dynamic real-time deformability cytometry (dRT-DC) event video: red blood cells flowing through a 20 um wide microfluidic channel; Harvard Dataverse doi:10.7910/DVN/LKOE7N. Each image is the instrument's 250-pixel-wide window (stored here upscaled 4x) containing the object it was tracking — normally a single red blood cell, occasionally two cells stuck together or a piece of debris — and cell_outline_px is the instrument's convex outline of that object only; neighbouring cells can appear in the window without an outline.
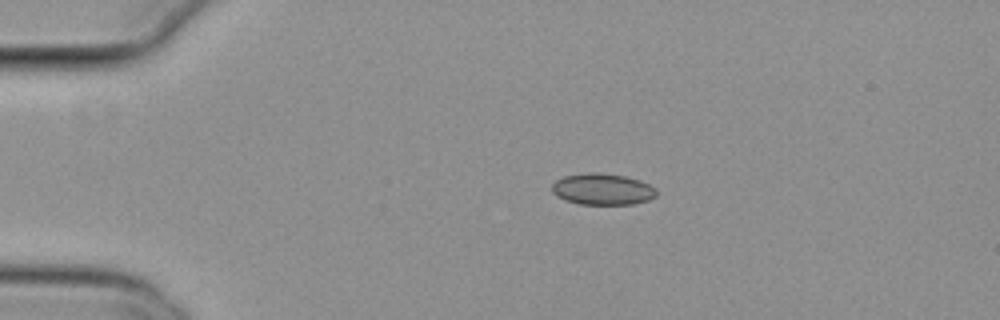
{"species": "common noctule bat (a hibernating species)", "species_latin": "Nyctalus noctula", "temperature_condition": "cold", "stored_images_in_passage": 44, "camera_frame_rate_fps": 3000, "um_per_image_px": 0.085, "animal": {"sex": "female", "body_mass_g": 29.2, "forearm_length_mm": 56.3}, "frame": {"image": 1, "passage_image": 1, "time_ms": 0.0, "image_size_px": [1000, 320], "cell_outline_px": [[656, 196], [648, 200], [632, 204], [580, 204], [564, 200], [556, 196], [552, 192], [552, 184], [556, 180], [564, 176], [588, 172], [596, 172], [624, 176], [640, 180], [656, 188]], "centroid_in_image_um": [51.19, 16.08], "position_along_channel_um": 33.8, "area_um2": 19.13}}
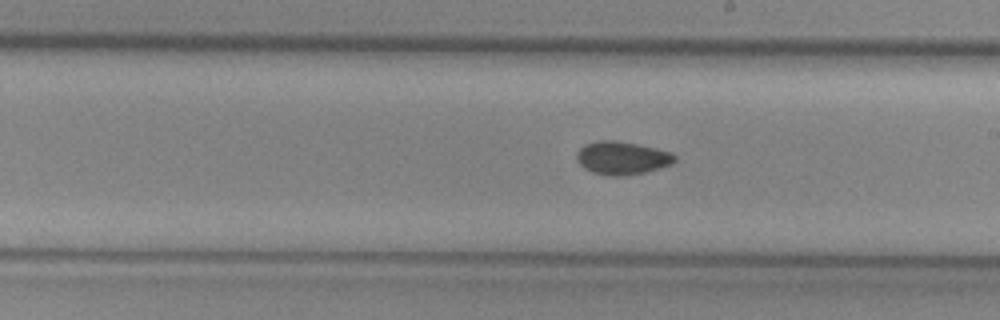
{"frame": {"image": 2, "passage_image": 21, "time_ms": 6.667, "image_size_px": [1000, 320], "cell_outline_px": [[676, 160], [672, 164], [660, 168], [644, 172], [624, 176], [612, 176], [592, 172], [584, 168], [576, 160], [576, 152], [584, 144], [600, 140], [612, 140], [636, 144], [656, 148], [672, 152], [676, 156]], "centroid_in_image_um": [52.87, 13.43], "position_along_channel_um": 236.1, "area_um2": 18.96}}
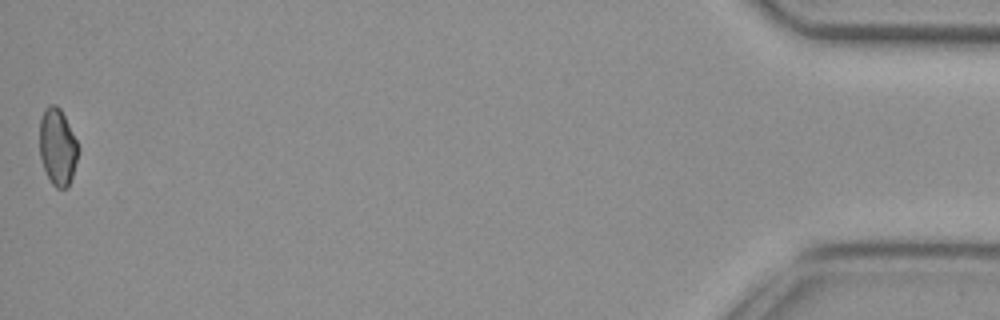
{"frame": {"image": 3, "passage_image": 44, "time_ms": 14.333, "image_size_px": [1000, 320], "cell_outline_px": [[80, 148], [72, 176], [68, 188], [56, 188], [52, 184], [44, 168], [40, 156], [40, 120], [44, 108], [48, 104], [56, 104], [60, 108]], "centroid_in_image_um": [4.89, 12.47], "position_along_channel_um": 430.3, "area_um2": 17.22}, "authors_computed_cell_mechanics": {"area_um2": 18.2648, "velocity_mm_per_s": 3.7885, "shape_relaxation_time_tau1_ms": null, "shape_relaxation_time_tau2_ms": 3.8745, "deformation_change_tau1": null, "deformation_change_tau2": 0.0684}}